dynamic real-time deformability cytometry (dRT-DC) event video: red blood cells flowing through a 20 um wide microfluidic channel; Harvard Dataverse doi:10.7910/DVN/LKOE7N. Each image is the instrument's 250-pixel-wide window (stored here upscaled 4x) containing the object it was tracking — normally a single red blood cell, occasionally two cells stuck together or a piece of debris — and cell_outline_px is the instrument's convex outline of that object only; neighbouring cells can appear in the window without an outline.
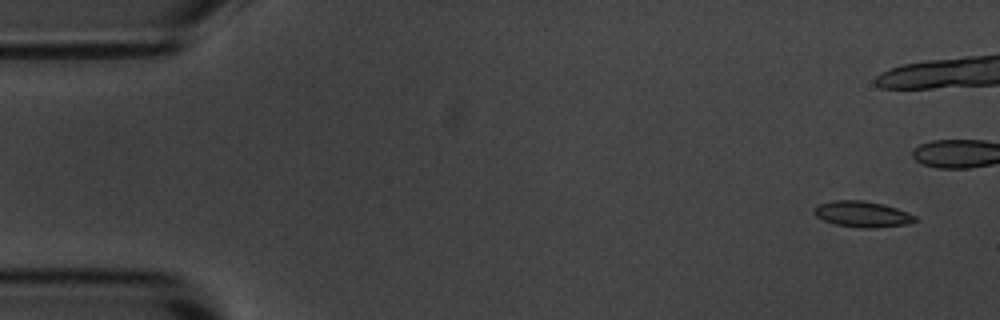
{"species": "common noctule bat (a hibernating species)", "species_latin": "Nyctalus noctula", "temperature_condition": "room temperature", "stored_images_in_passage": 11, "camera_frame_rate_fps": 3000, "um_per_image_px": 0.085, "animal": {"sex": "male", "body_mass_g": 20.1, "forearm_length_mm": 53.5}, "frame": {"image": 1, "passage_image": 1, "time_ms": 0.0, "image_size_px": [1000, 320], "cell_outline_px": [[916, 220], [908, 224], [876, 228], [860, 228], [836, 224], [824, 220], [816, 216], [812, 212], [820, 204], [832, 200], [864, 200], [884, 204], [908, 212], [916, 216]], "centroid_in_image_um": [73.32, 18.2], "position_along_channel_um": 11.7, "area_um2": 15.26}}